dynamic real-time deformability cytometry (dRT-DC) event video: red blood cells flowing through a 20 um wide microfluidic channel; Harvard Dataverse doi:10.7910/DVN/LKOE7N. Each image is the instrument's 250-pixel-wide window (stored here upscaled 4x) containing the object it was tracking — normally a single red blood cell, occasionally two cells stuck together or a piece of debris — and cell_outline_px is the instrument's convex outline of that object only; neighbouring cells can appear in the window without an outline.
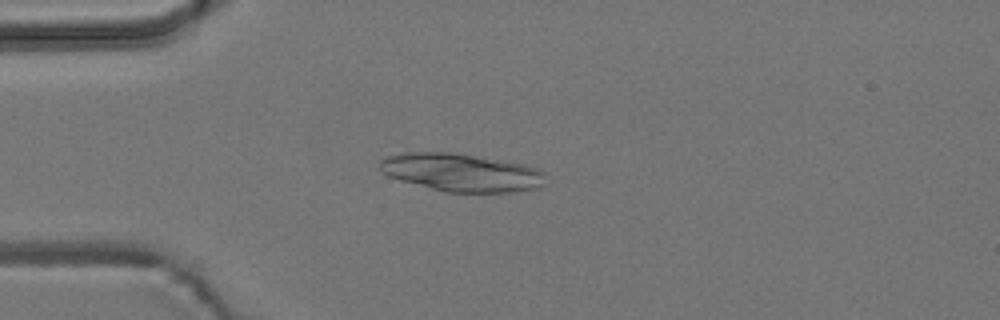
{"species": "common noctule bat (a hibernating species)", "species_latin": "Nyctalus noctula", "temperature_condition": "room temperature", "stored_images_in_passage": 5, "camera_frame_rate_fps": 3000, "um_per_image_px": 0.085, "animal": {"sex": "male", "body_mass_g": 19.2, "forearm_length_mm": 51.8}, "frame": {"image": 1, "passage_image": 4, "time_ms": 4.333, "image_size_px": [1000, 320], "cell_outline_px": [[544, 172], [540, 188], [512, 192], [444, 192], [400, 180], [388, 176], [380, 168], [380, 160], [388, 156], [404, 152], [452, 152], [504, 160], [524, 164], [536, 168]], "centroid_in_image_um": [39.21, 14.66], "position_along_channel_um": 45.8, "area_um2": 36.59}}